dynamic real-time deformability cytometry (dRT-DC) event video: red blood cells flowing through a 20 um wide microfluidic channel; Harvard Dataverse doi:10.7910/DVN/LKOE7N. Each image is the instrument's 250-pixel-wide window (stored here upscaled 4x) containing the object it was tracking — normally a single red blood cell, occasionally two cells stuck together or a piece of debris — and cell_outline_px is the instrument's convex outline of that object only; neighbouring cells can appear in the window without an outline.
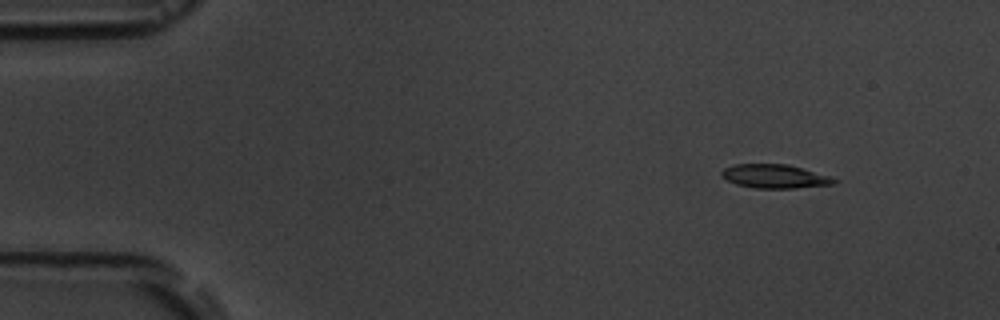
{"species": "common noctule bat (a hibernating species)", "species_latin": "Nyctalus noctula", "temperature_condition": "room temperature", "stored_images_in_passage": 5, "camera_frame_rate_fps": 3000, "um_per_image_px": 0.085, "animal": {"sex": "male", "body_mass_g": 19.5, "forearm_length_mm": 54.6}, "frame": {"image": 1, "passage_image": 2, "time_ms": 1.333, "image_size_px": [1000, 320], "cell_outline_px": [[840, 180], [836, 184], [796, 188], [756, 188], [736, 184], [728, 180], [720, 172], [724, 168], [732, 164], [788, 164], [832, 176]], "centroid_in_image_um": [65.93, 14.98], "position_along_channel_um": 19.1, "area_um2": 15.72}}
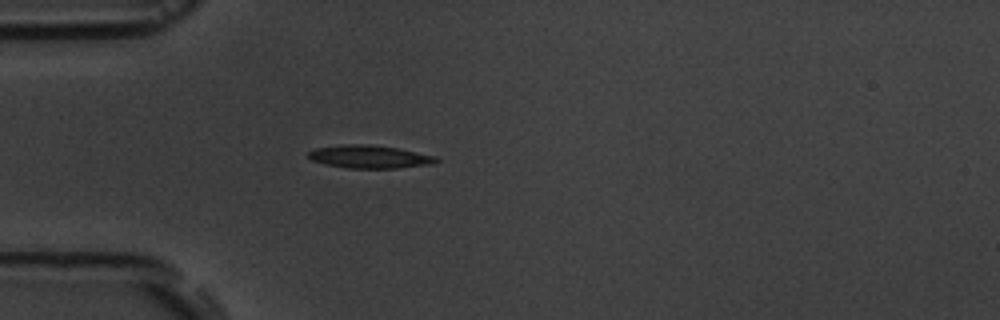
{"frame": {"image": 2, "passage_image": 5, "time_ms": 4.667, "image_size_px": [1000, 320], "cell_outline_px": [[440, 160], [432, 164], [396, 168], [348, 168], [324, 164], [312, 160], [308, 156], [308, 152], [316, 148], [340, 144], [368, 144], [396, 148], [436, 156]], "centroid_in_image_um": [31.39, 13.32], "position_along_channel_um": 53.6, "area_um2": 17.05}}